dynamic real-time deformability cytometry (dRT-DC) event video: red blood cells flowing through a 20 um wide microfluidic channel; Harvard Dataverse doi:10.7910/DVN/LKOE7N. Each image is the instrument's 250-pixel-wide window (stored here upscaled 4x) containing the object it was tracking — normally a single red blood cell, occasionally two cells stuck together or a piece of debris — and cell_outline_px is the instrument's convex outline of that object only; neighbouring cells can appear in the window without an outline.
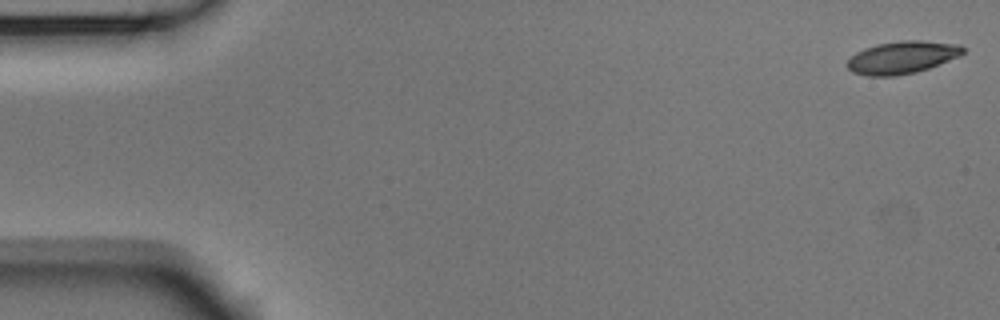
{"species": "Egyptian fruit bat (a non-hibernating species)", "species_latin": "Rousettus aegyptiacus", "temperature_condition": "room temperature", "stored_images_in_passage": 54, "camera_frame_rate_fps": 3000, "um_per_image_px": 0.085, "animal": {"sex": "male"}, "frame": {"image": 1, "passage_image": 1, "time_ms": 0.0, "image_size_px": [1000, 320], "cell_outline_px": [[964, 52], [960, 56], [928, 68], [916, 72], [896, 76], [868, 76], [852, 72], [848, 68], [848, 60], [856, 52], [864, 48], [876, 44], [900, 40], [920, 40], [960, 44], [964, 48]], "centroid_in_image_um": [76.68, 4.87], "position_along_channel_um": 8.3, "area_um2": 21.96}}
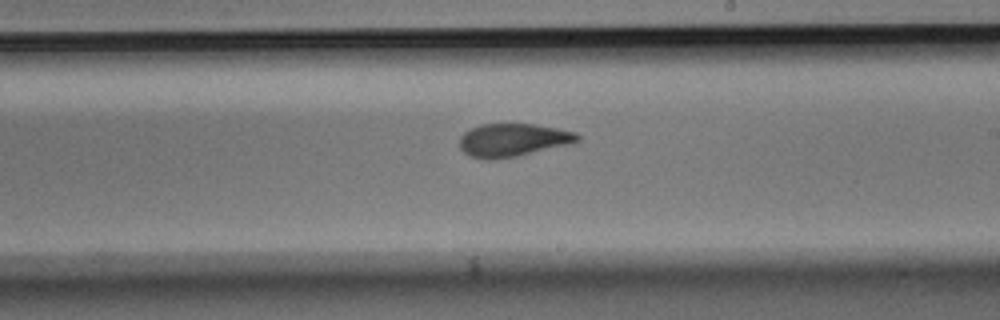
{"frame": {"image": 2, "passage_image": 31, "time_ms": 10.0, "image_size_px": [1000, 320], "cell_outline_px": [[580, 140], [572, 144], [516, 156], [492, 160], [484, 160], [472, 156], [464, 152], [460, 148], [460, 136], [464, 132], [480, 124], [532, 124], [556, 128], [576, 132], [580, 136]], "centroid_in_image_um": [43.61, 11.91], "position_along_channel_um": 245.4, "area_um2": 22.72}}
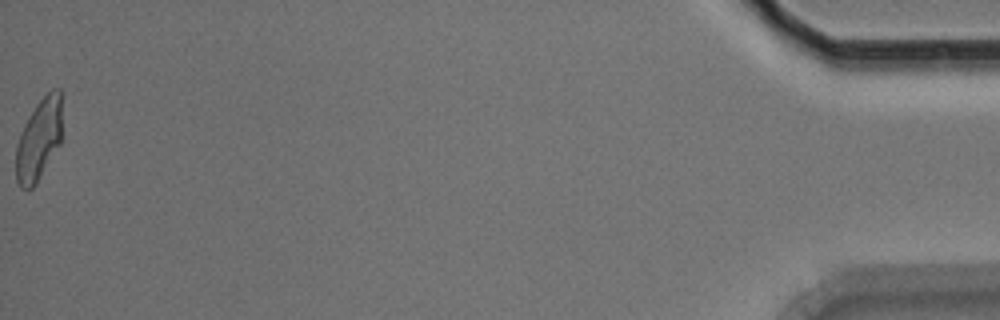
{"frame": {"image": 3, "passage_image": 54, "time_ms": 17.667, "image_size_px": [1000, 320], "cell_outline_px": [[60, 144], [36, 184], [28, 192], [20, 188], [16, 180], [16, 144], [20, 132], [28, 116], [36, 104], [52, 88], [60, 88]], "centroid_in_image_um": [3.26, 11.91], "position_along_channel_um": 431.9, "area_um2": 21.91}, "authors_computed_cell_mechanics": {"area_um2": 22.3686, "velocity_mm_per_s": 3.7277, "shape_relaxation_time_tau1_ms": 3.9631, "shape_relaxation_time_tau2_ms": 1.8568, "deformation_change_tau1": 0.1486, "deformation_change_tau2": 0.0772}}